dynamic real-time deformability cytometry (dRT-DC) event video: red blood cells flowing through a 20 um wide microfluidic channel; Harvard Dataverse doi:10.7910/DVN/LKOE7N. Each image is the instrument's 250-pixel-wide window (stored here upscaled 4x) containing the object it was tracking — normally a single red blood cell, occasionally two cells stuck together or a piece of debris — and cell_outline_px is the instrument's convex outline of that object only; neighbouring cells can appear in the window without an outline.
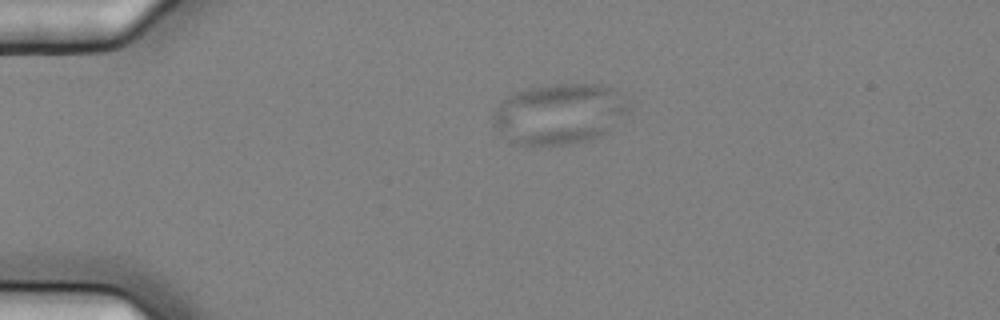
{"species": "common noctule bat (a hibernating species)", "species_latin": "Nyctalus noctula", "temperature_condition": "cold", "stored_images_in_passage": 2, "camera_frame_rate_fps": 3000, "um_per_image_px": 0.085, "animal": {"sex": "female", "body_mass_g": 25.1}, "frame": {"image": 1, "passage_image": 1, "time_ms": 0.0, "image_size_px": [1000, 320], "cell_outline_px": [[628, 108], [608, 132], [600, 136], [588, 140], [568, 144], [532, 148], [516, 144], [500, 136], [492, 124], [492, 116], [496, 108], [508, 96], [516, 92], [528, 88], [552, 84], [600, 84], [624, 92]], "centroid_in_image_um": [47.49, 9.71], "position_along_channel_um": 37.5, "area_um2": 48.61}}